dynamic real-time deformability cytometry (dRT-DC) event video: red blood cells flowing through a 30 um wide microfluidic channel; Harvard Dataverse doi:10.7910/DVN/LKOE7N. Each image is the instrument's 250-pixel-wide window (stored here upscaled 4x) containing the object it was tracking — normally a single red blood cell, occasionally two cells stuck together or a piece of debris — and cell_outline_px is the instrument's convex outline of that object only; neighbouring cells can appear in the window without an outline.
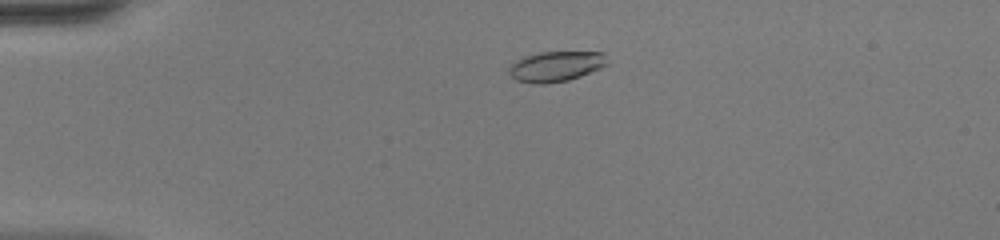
{"species": "common noctule bat (a hibernating species)", "species_latin": "Nyctalus noctula", "temperature_condition": "warm", "stored_images_in_passage": 47, "camera_frame_rate_fps": 3000, "um_per_image_px": 0.085, "animal": {"sex": "female", "body_mass_g": 20.0, "forearm_length_mm": 54.0}, "frame": {"image": 1, "passage_image": 9, "time_ms": 2.667, "image_size_px": [1000, 240], "cell_outline_px": [[608, 64], [600, 68], [580, 76], [568, 80], [544, 84], [532, 84], [516, 80], [508, 72], [508, 68], [516, 60], [524, 56], [540, 52], [604, 52]], "centroid_in_image_um": [47.23, 5.64], "position_along_channel_um": 37.8, "area_um2": 17.34}}
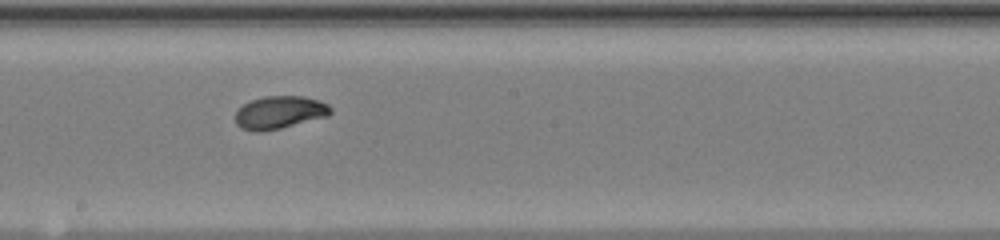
{"frame": {"image": 2, "passage_image": 26, "time_ms": 8.333, "image_size_px": [1000, 240], "cell_outline_px": [[332, 112], [328, 116], [264, 132], [252, 132], [240, 128], [236, 124], [236, 112], [244, 104], [252, 100], [264, 96], [304, 96], [320, 100], [328, 104], [332, 108]], "centroid_in_image_um": [23.77, 9.56], "position_along_channel_um": 224.4, "area_um2": 18.32}}
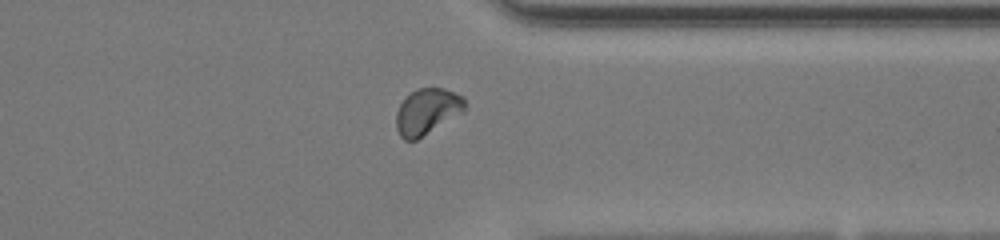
{"frame": {"image": 3, "passage_image": 37, "time_ms": 12.0, "image_size_px": [1000, 240], "cell_outline_px": [[464, 112], [416, 140], [404, 140], [400, 136], [396, 128], [396, 112], [400, 104], [412, 92], [420, 88], [444, 88], [464, 96]], "centroid_in_image_um": [36.31, 9.48], "position_along_channel_um": 375.1, "area_um2": 18.26}, "authors_computed_cell_mechanics": {"area_um2": 17.918, "velocity_mm_per_s": 4.1562, "shape_relaxation_time_tau1_ms": 3.357, "shape_relaxation_time_tau2_ms": 0.7636, "deformation_change_tau1": 0.1417, "deformation_change_tau2": 0.0365}}